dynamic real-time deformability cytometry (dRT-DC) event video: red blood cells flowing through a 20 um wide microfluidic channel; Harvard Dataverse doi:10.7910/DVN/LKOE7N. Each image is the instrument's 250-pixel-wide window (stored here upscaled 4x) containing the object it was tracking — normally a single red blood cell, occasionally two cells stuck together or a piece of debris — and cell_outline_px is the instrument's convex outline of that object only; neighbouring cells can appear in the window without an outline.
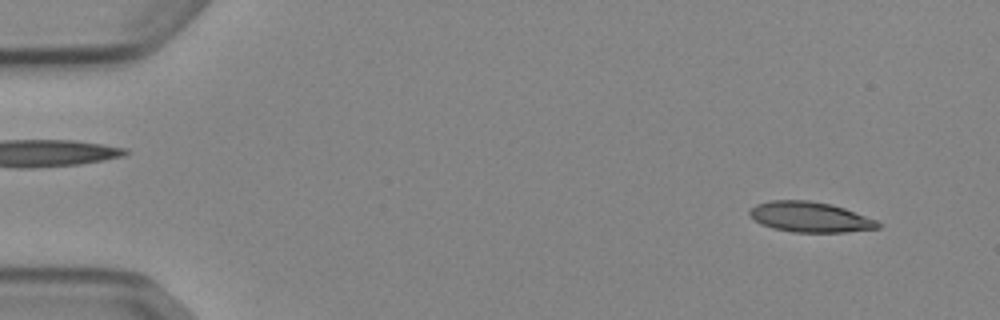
{"species": "Egyptian fruit bat (a non-hibernating species)", "species_latin": "Rousettus aegyptiacus", "temperature_condition": "cold", "stored_images_in_passage": 52, "camera_frame_rate_fps": 3000, "um_per_image_px": 0.085, "animal": {"sex": "female"}, "frame": {"image": 1, "passage_image": 4, "time_ms": 1.0, "image_size_px": [1000, 320], "cell_outline_px": [[880, 228], [844, 232], [792, 232], [772, 228], [760, 224], [748, 212], [756, 204], [772, 200], [808, 200], [832, 204], [844, 208], [876, 220], [880, 224]], "centroid_in_image_um": [68.85, 18.44], "position_along_channel_um": 16.2, "area_um2": 22.54}}
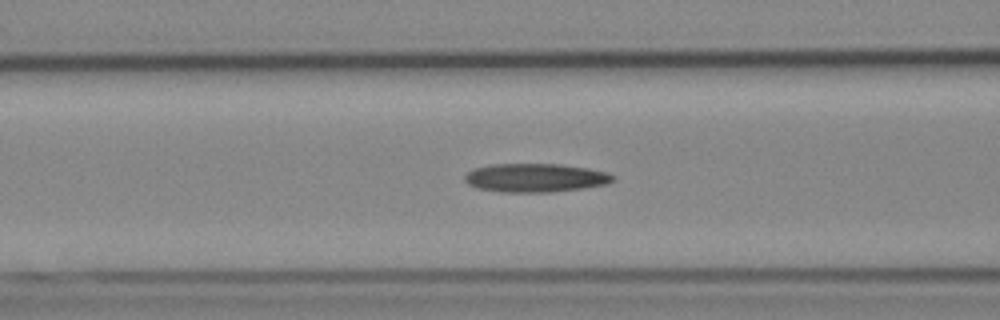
{"frame": {"image": 2, "passage_image": 21, "time_ms": 6.667, "image_size_px": [1000, 320], "cell_outline_px": [[616, 180], [608, 184], [584, 188], [548, 192], [500, 192], [476, 188], [468, 184], [464, 180], [464, 176], [472, 168], [492, 164], [560, 164], [588, 168], [608, 172], [616, 176]], "centroid_in_image_um": [45.52, 15.11], "position_along_channel_um": 121.1, "area_um2": 25.03}}
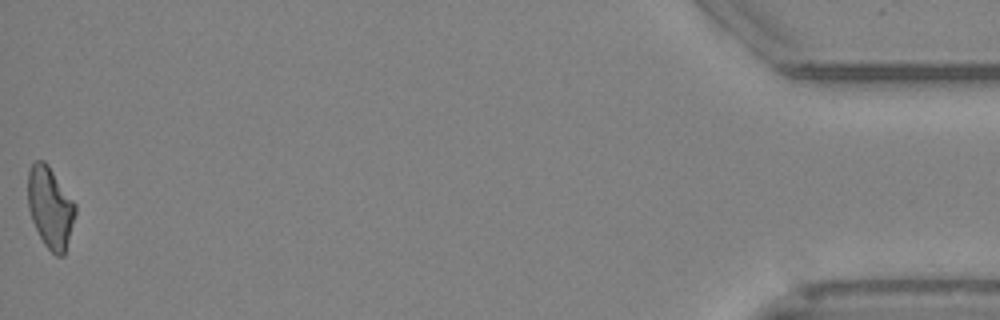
{"frame": {"image": 3, "passage_image": 52, "time_ms": 17.0, "image_size_px": [1000, 320], "cell_outline_px": [[76, 212], [64, 256], [56, 256], [44, 244], [32, 220], [28, 208], [28, 168], [36, 160], [44, 160], [48, 164], [76, 204]], "centroid_in_image_um": [4.27, 17.61], "position_along_channel_um": 430.9, "area_um2": 22.43}, "authors_computed_cell_mechanics": {"area_um2": 23.3801, "velocity_mm_per_s": 3.8907, "shape_relaxation_time_tau1_ms": 4.4761, "shape_relaxation_time_tau2_ms": null, "deformation_change_tau1": 0.1608, "deformation_change_tau2": null}}